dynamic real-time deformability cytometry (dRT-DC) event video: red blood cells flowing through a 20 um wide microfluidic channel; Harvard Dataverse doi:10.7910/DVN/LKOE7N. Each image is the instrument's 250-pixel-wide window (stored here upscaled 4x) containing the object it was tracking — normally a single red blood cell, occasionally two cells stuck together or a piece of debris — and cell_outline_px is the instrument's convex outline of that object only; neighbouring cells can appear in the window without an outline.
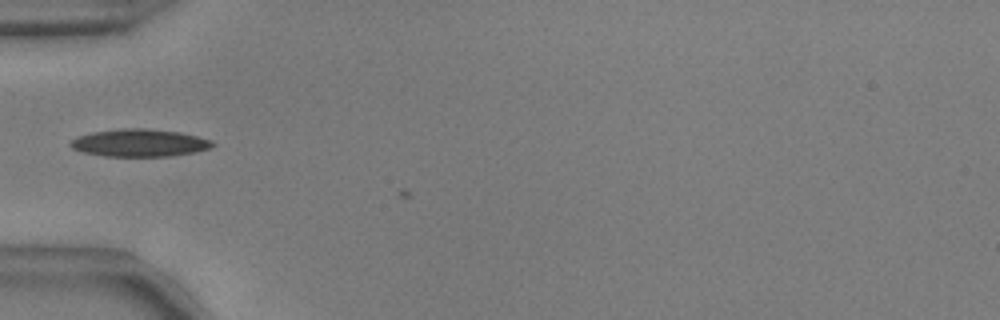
{"species": "common noctule bat (a hibernating species)", "species_latin": "Nyctalus noctula", "temperature_condition": "warm", "stored_images_in_passage": 11, "camera_frame_rate_fps": 3000, "um_per_image_px": 0.085, "animal": {"sex": "male", "body_mass_g": 17.9, "forearm_length_mm": 54.2}, "frame": {"image": 1, "passage_image": 10, "time_ms": 3.0, "image_size_px": [1000, 320], "cell_outline_px": [[216, 144], [212, 148], [192, 152], [168, 156], [104, 156], [84, 152], [72, 148], [68, 144], [72, 140], [80, 136], [92, 132], [124, 128], [144, 128], [180, 132], [212, 140]], "centroid_in_image_um": [11.88, 12.14], "position_along_channel_um": 73.1, "area_um2": 22.6}}